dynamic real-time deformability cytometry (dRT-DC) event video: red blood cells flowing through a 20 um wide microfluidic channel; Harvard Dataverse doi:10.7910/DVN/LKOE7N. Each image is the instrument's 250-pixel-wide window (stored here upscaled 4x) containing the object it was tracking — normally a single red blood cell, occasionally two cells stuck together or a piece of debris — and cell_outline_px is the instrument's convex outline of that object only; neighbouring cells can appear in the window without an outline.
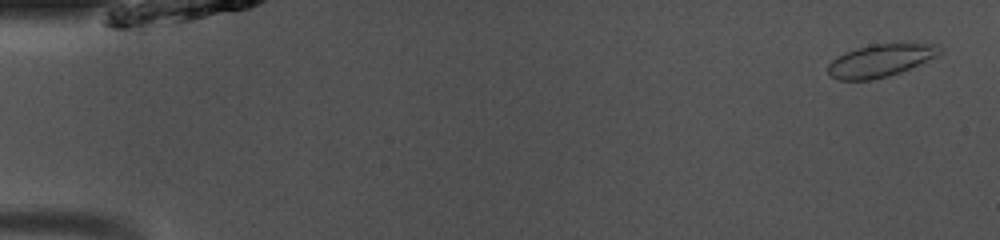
{"species": "common noctule bat (a hibernating species)", "species_latin": "Nyctalus noctula", "temperature_condition": "room temperature", "stored_images_in_passage": 49, "camera_frame_rate_fps": 3000, "um_per_image_px": 0.085, "animal": {"sex": "male", "body_mass_g": 13.0, "forearm_length_mm": 53.1}, "frame": {"image": 1, "passage_image": 2, "time_ms": 0.333, "image_size_px": [1000, 240], "cell_outline_px": [[940, 56], [900, 72], [888, 76], [868, 80], [840, 80], [832, 76], [828, 72], [828, 64], [832, 60], [844, 52], [856, 48], [872, 44], [936, 44], [940, 48]], "centroid_in_image_um": [74.84, 5.15], "position_along_channel_um": 10.2, "area_um2": 21.04}}
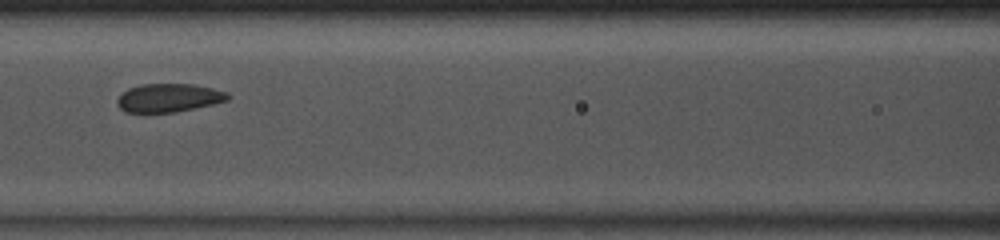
{"frame": {"image": 2, "passage_image": 22, "time_ms": 7.0, "image_size_px": [1000, 240], "cell_outline_px": [[232, 96], [228, 100], [212, 104], [176, 112], [124, 112], [120, 108], [116, 100], [128, 88], [140, 84], [192, 84], [212, 88], [228, 92]], "centroid_in_image_um": [14.36, 8.31], "position_along_channel_um": 152.2, "area_um2": 18.26}}
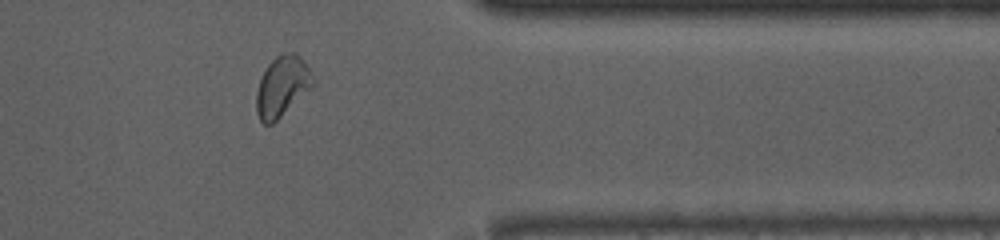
{"frame": {"image": 3, "passage_image": 40, "time_ms": 13.0, "image_size_px": [1000, 240], "cell_outline_px": [[316, 84], [272, 124], [264, 124], [260, 120], [256, 112], [256, 92], [260, 80], [268, 64], [280, 52], [296, 52], [304, 60], [316, 80]], "centroid_in_image_um": [24.01, 7.31], "position_along_channel_um": 387.4, "area_um2": 20.11}}